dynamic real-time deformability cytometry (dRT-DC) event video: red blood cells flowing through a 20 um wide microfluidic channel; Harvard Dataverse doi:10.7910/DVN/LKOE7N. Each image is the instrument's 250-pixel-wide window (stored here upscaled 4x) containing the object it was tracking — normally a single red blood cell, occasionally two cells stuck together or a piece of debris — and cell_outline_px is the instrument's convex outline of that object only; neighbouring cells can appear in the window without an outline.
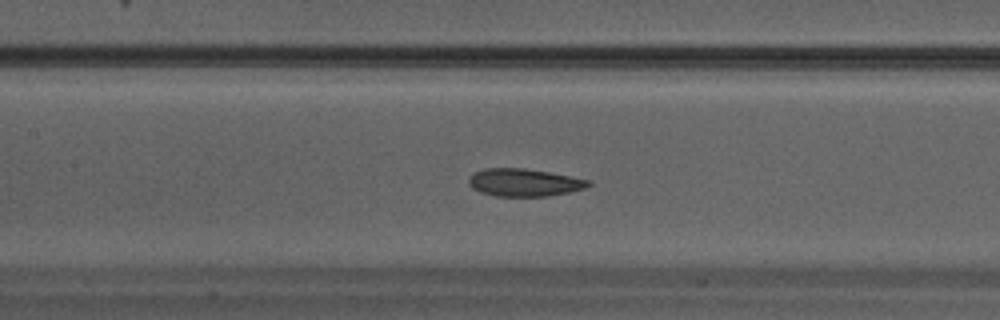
{"species": "Egyptian fruit bat (a non-hibernating species)", "species_latin": "Rousettus aegyptiacus", "temperature_condition": "warm", "stored_images_in_passage": 21, "camera_frame_rate_fps": 3000, "um_per_image_px": 0.085, "animal": {"sex": "male"}, "frame": {"image": 1, "passage_image": 15, "time_ms": 4.667, "image_size_px": [1000, 320], "cell_outline_px": [[592, 184], [584, 188], [568, 192], [548, 196], [496, 196], [480, 192], [472, 188], [468, 184], [468, 176], [484, 168], [524, 168], [548, 172], [592, 180]], "centroid_in_image_um": [44.53, 15.51], "position_along_channel_um": 162.9, "area_um2": 19.31}}
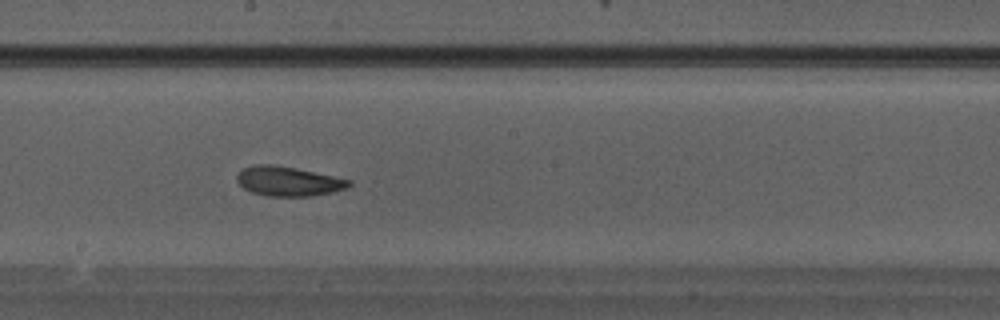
{"frame": {"image": 2, "passage_image": 18, "time_ms": 5.667, "image_size_px": [1000, 320], "cell_outline_px": [[352, 184], [348, 188], [332, 192], [312, 196], [268, 196], [252, 192], [244, 188], [236, 180], [236, 176], [244, 168], [252, 164], [272, 164], [296, 168], [352, 180]], "centroid_in_image_um": [24.52, 15.4], "position_along_channel_um": 223.7, "area_um2": 19.31}}
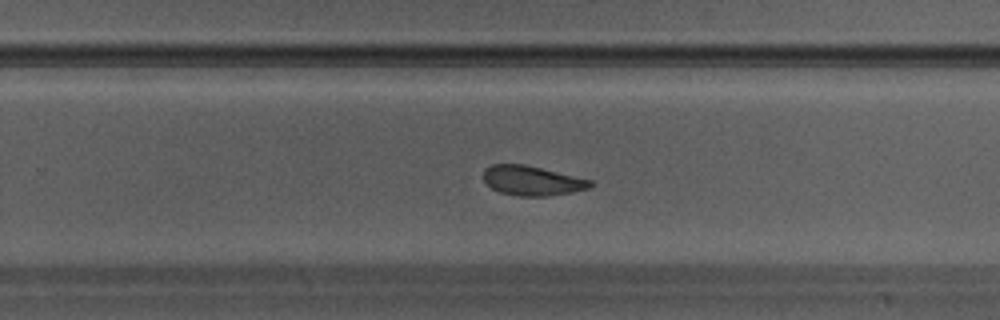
{"frame": {"image": 3, "passage_image": 21, "time_ms": 6.667, "image_size_px": [1000, 320], "cell_outline_px": [[596, 184], [588, 188], [572, 192], [548, 196], [520, 196], [500, 192], [492, 188], [484, 180], [484, 168], [492, 164], [524, 164], [592, 180]], "centroid_in_image_um": [45.24, 15.35], "position_along_channel_um": 284.6, "area_um2": 18.38}}